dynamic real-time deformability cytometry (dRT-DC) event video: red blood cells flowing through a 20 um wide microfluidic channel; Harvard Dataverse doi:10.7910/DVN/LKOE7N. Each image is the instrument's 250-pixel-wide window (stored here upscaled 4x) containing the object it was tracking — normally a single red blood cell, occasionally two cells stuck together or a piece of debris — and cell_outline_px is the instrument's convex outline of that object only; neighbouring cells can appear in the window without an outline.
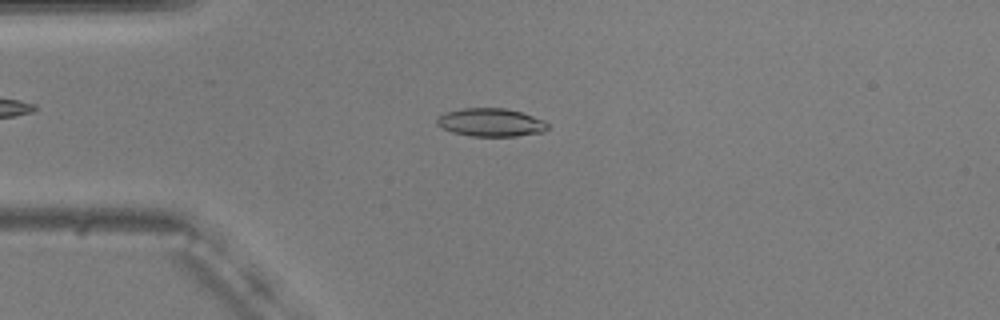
{"species": "common noctule bat (a hibernating species)", "species_latin": "Nyctalus noctula", "temperature_condition": "warm", "stored_images_in_passage": 54, "camera_frame_rate_fps": 3000, "um_per_image_px": 0.085, "animal": {"sex": "male", "body_mass_g": 20.5, "forearm_length_mm": 52.5}, "frame": {"image": 1, "passage_image": 13, "time_ms": 4.0, "image_size_px": [1000, 320], "cell_outline_px": [[548, 128], [544, 132], [516, 136], [472, 136], [452, 132], [436, 124], [436, 116], [444, 112], [464, 108], [504, 108], [520, 112], [544, 120], [548, 124]], "centroid_in_image_um": [41.7, 10.4], "position_along_channel_um": 43.3, "area_um2": 18.21}}
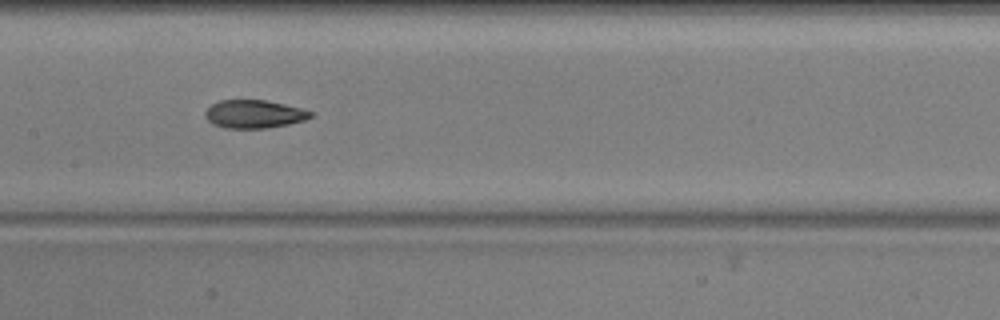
{"frame": {"image": 2, "passage_image": 26, "time_ms": 8.333, "image_size_px": [1000, 320], "cell_outline_px": [[312, 116], [304, 120], [288, 124], [268, 128], [224, 128], [212, 124], [208, 120], [204, 112], [212, 104], [220, 100], [264, 100], [284, 104], [300, 108], [312, 112]], "centroid_in_image_um": [21.57, 9.7], "position_along_channel_um": 185.8, "area_um2": 17.17}}
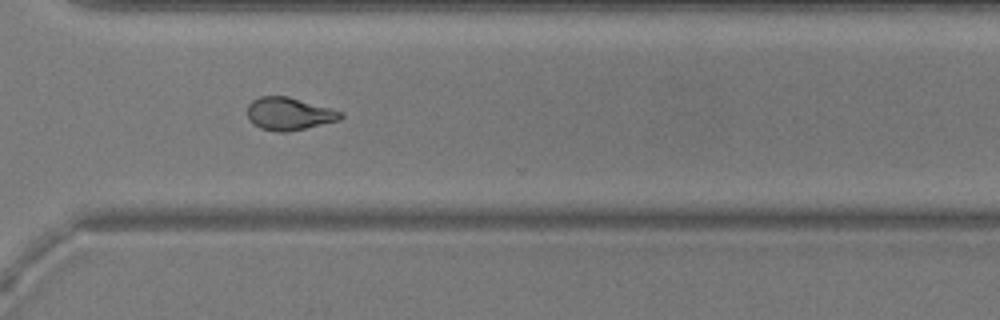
{"frame": {"image": 3, "passage_image": 39, "time_ms": 12.667, "image_size_px": [1000, 320], "cell_outline_px": [[344, 116], [340, 120], [304, 128], [284, 132], [280, 132], [260, 128], [252, 124], [248, 120], [248, 104], [252, 100], [260, 96], [288, 96], [344, 112]], "centroid_in_image_um": [24.56, 9.66], "position_along_channel_um": 346.0, "area_um2": 17.74}, "authors_computed_cell_mechanics": {"area_um2": 17.8313, "velocity_mm_per_s": 3.7199, "shape_relaxation_time_tau1_ms": null, "shape_relaxation_time_tau2_ms": 2.8131, "deformation_change_tau1": null, "deformation_change_tau2": 0.0991}}